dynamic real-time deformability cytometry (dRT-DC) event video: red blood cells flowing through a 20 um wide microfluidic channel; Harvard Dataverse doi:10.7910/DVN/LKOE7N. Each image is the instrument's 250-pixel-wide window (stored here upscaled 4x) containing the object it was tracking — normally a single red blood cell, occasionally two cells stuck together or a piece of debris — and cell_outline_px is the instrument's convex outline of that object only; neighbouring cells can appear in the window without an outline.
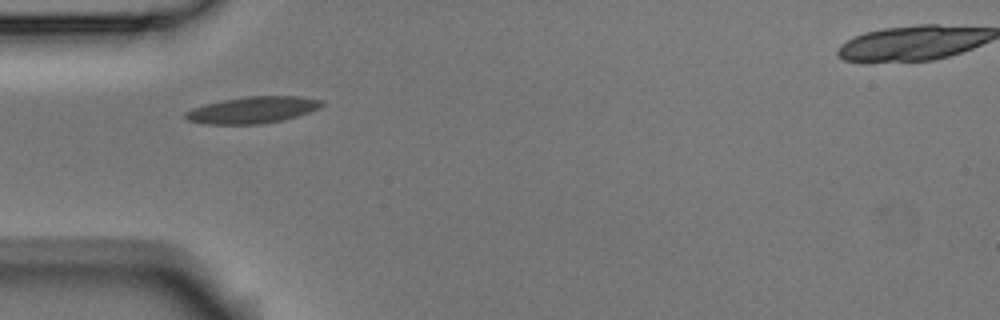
{"species": "Egyptian fruit bat (a non-hibernating species)", "species_latin": "Rousettus aegyptiacus", "temperature_condition": "room temperature", "stored_images_in_passage": 1, "camera_frame_rate_fps": 3000, "um_per_image_px": 0.085, "animal": {"sex": "male"}, "frame": {"image": 1, "passage_image": 1, "time_ms": 0.0, "image_size_px": [1000, 320], "cell_outline_px": [[324, 104], [308, 112], [296, 116], [280, 120], [260, 124], [204, 124], [188, 120], [184, 116], [184, 112], [192, 108], [204, 104], [224, 100], [248, 96], [300, 96], [324, 100]], "centroid_in_image_um": [21.44, 9.34], "position_along_channel_um": 63.6, "area_um2": 20.98}}